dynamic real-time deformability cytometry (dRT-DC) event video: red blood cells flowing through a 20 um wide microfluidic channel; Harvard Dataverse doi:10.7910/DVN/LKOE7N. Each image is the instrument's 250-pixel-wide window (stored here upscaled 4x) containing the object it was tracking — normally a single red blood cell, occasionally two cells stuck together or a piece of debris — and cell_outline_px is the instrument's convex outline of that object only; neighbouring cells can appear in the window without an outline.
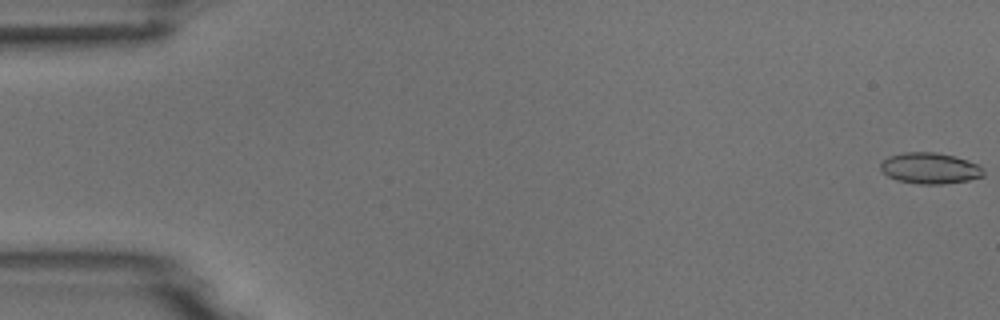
{"species": "common noctule bat (a hibernating species)", "species_latin": "Nyctalus noctula", "temperature_condition": "room temperature", "stored_images_in_passage": 8, "camera_frame_rate_fps": 3000, "um_per_image_px": 0.085, "animal": {"sex": "male", "body_mass_g": 18.8}, "frame": {"image": 1, "passage_image": 1, "time_ms": 0.0, "image_size_px": [1000, 320], "cell_outline_px": [[984, 176], [968, 180], [944, 184], [920, 184], [896, 180], [888, 176], [880, 168], [880, 164], [888, 156], [904, 152], [936, 152], [968, 160], [984, 168]], "centroid_in_image_um": [79.05, 14.3], "position_along_channel_um": 6.0, "area_um2": 18.61}}
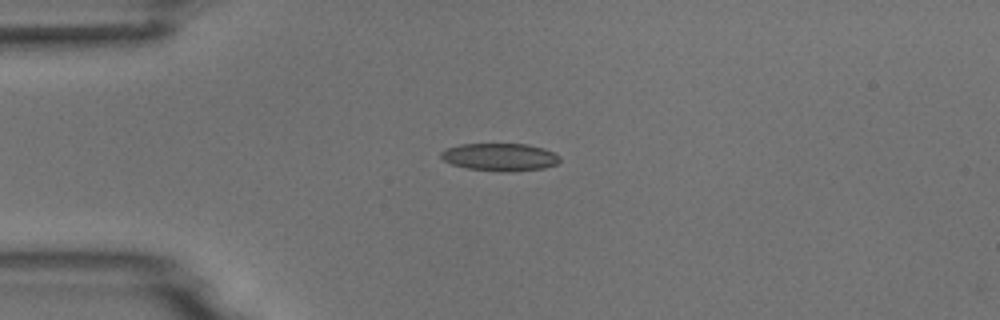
{"frame": {"image": 2, "passage_image": 4, "time_ms": 4.333, "image_size_px": [1000, 320], "cell_outline_px": [[560, 160], [556, 164], [544, 168], [508, 172], [468, 168], [452, 164], [444, 160], [440, 156], [440, 152], [448, 148], [460, 144], [528, 144], [544, 148], [560, 156]], "centroid_in_image_um": [42.51, 13.34], "position_along_channel_um": 42.5, "area_um2": 19.02}}